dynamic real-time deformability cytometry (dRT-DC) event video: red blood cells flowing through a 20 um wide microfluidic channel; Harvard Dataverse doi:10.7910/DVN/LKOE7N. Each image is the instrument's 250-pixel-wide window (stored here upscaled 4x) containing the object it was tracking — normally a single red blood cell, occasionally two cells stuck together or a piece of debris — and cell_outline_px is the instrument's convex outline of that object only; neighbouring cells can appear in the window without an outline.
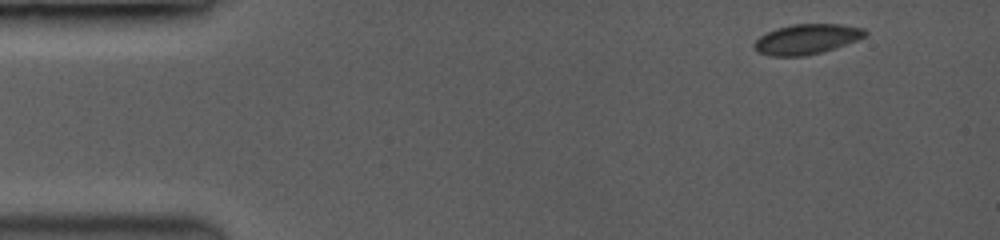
{"species": "common noctule bat (a hibernating species)", "species_latin": "Nyctalus noctula", "temperature_condition": "room temperature", "stored_images_in_passage": 9, "camera_frame_rate_fps": 3500, "um_per_image_px": 0.085, "animal": {"sex": "female", "body_mass_g": 19.0, "forearm_length_mm": 53.3}, "frame": {"image": 1, "passage_image": 1, "time_ms": 0.0, "image_size_px": [1000, 240], "cell_outline_px": [[868, 32], [864, 36], [856, 40], [820, 52], [800, 56], [776, 56], [760, 52], [756, 48], [756, 40], [760, 36], [768, 32], [780, 28], [796, 24], [840, 24], [864, 28]], "centroid_in_image_um": [68.61, 3.31], "position_along_channel_um": 16.4, "area_um2": 18.67}}
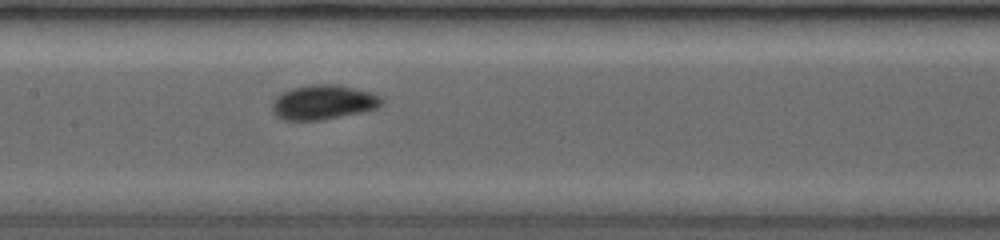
{"frame": {"image": 2, "passage_image": 9, "time_ms": 6.571, "image_size_px": [1000, 240], "cell_outline_px": [[380, 104], [376, 108], [320, 120], [284, 120], [272, 108], [276, 100], [284, 92], [292, 88], [312, 84], [328, 84], [352, 88], [368, 92], [376, 96], [380, 100]], "centroid_in_image_um": [27.44, 8.69], "position_along_channel_um": 180.0, "area_um2": 20.81}}